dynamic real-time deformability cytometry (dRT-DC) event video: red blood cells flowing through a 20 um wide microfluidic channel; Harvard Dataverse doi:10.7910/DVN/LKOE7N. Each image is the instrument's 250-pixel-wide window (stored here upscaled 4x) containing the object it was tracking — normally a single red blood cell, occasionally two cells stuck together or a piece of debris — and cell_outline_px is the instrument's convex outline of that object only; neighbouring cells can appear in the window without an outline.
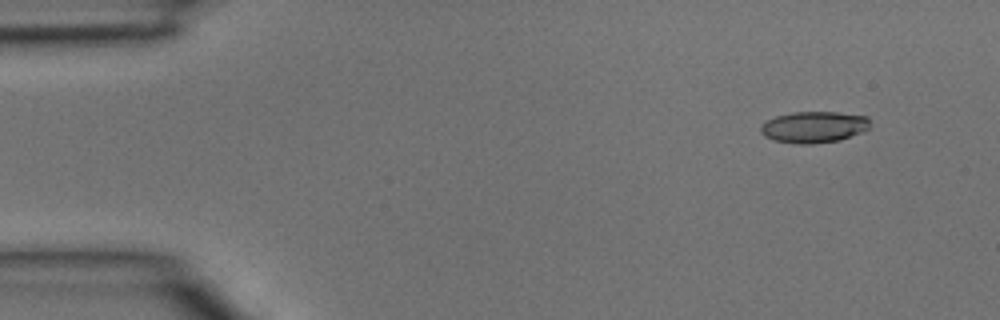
{"species": "common noctule bat (a hibernating species)", "species_latin": "Nyctalus noctula", "temperature_condition": "room temperature", "stored_images_in_passage": 37, "camera_frame_rate_fps": 3000, "um_per_image_px": 0.085, "animal": {"sex": "male", "body_mass_g": 15.6}, "frame": {"image": 1, "passage_image": 1, "time_ms": 0.0, "image_size_px": [1000, 320], "cell_outline_px": [[872, 128], [840, 140], [812, 144], [800, 144], [776, 140], [764, 136], [760, 132], [760, 124], [764, 120], [776, 116], [792, 112], [836, 112], [868, 116]], "centroid_in_image_um": [69.18, 10.79], "position_along_channel_um": 15.8, "area_um2": 20.23}}
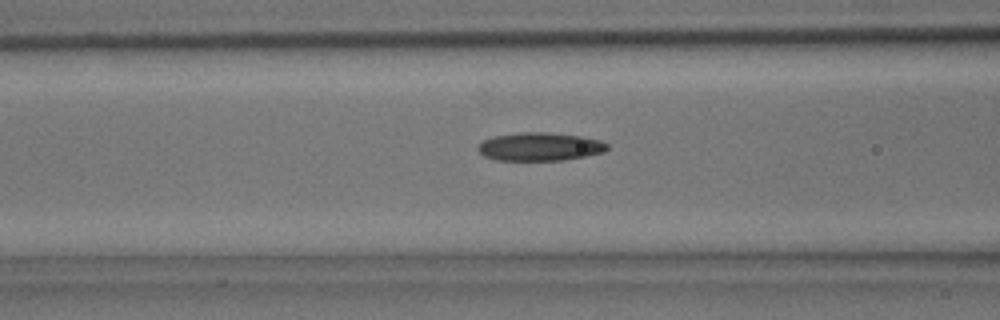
{"frame": {"image": 2, "passage_image": 13, "time_ms": 4.0, "image_size_px": [1000, 320], "cell_outline_px": [[608, 148], [604, 152], [584, 156], [560, 160], [496, 160], [484, 156], [476, 148], [484, 140], [496, 136], [520, 132], [548, 132], [584, 136], [600, 140], [608, 144]], "centroid_in_image_um": [45.91, 12.46], "position_along_channel_um": 120.7, "area_um2": 21.21}}
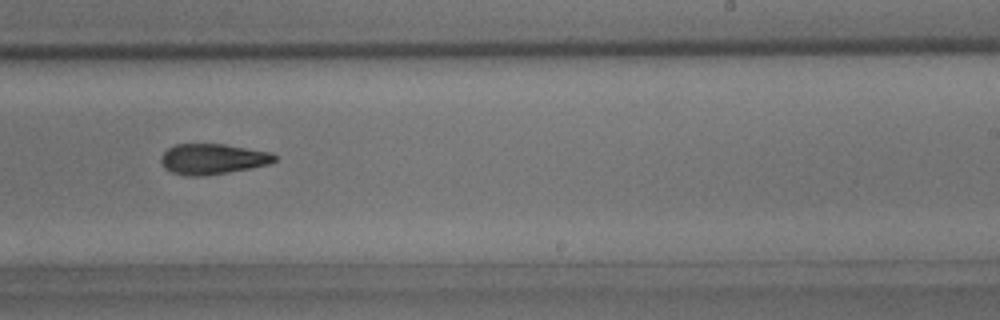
{"frame": {"image": 3, "passage_image": 22, "time_ms": 7.0, "image_size_px": [1000, 320], "cell_outline_px": [[276, 160], [268, 164], [252, 168], [204, 176], [188, 176], [172, 172], [164, 168], [160, 160], [160, 156], [168, 148], [176, 144], [224, 144], [272, 152], [276, 156]], "centroid_in_image_um": [18.07, 13.51], "position_along_channel_um": 270.9, "area_um2": 20.29}}